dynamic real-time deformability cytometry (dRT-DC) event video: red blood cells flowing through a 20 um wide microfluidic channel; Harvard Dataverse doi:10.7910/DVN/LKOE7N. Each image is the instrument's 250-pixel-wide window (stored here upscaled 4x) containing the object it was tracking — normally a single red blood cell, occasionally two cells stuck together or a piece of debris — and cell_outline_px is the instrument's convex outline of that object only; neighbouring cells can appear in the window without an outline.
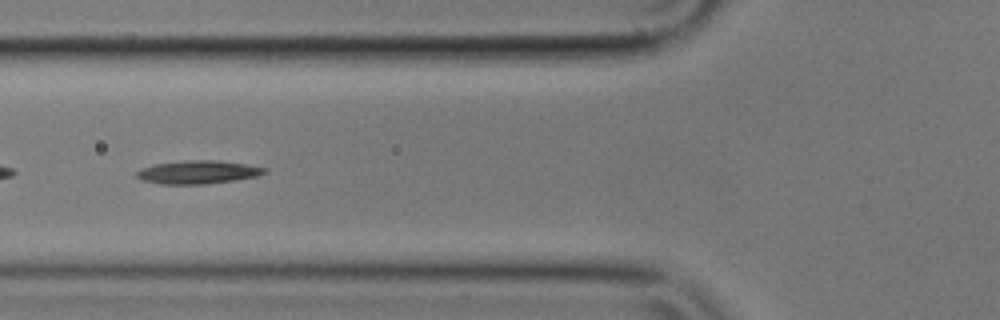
{"species": "common noctule bat (a hibernating species)", "species_latin": "Nyctalus noctula", "temperature_condition": "cold", "stored_images_in_passage": 56, "camera_frame_rate_fps": 3000, "um_per_image_px": 0.085, "animal": {"sex": "male", "body_mass_g": 17.9}, "frame": {"image": 1, "passage_image": 21, "time_ms": 6.667, "image_size_px": [1000, 320], "cell_outline_px": [[268, 172], [256, 176], [232, 180], [204, 184], [160, 184], [144, 180], [136, 176], [136, 172], [140, 168], [156, 164], [184, 160], [216, 160], [244, 164], [268, 168]], "centroid_in_image_um": [16.82, 14.62], "position_along_channel_um": 109.0, "area_um2": 17.17}}
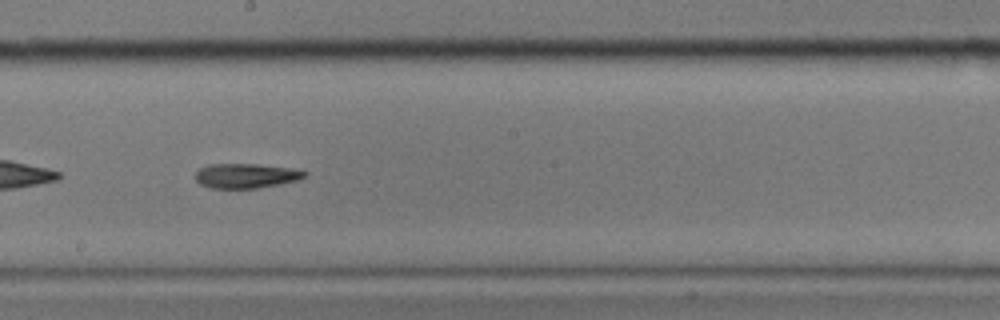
{"frame": {"image": 2, "passage_image": 31, "time_ms": 10.0, "image_size_px": [1000, 320], "cell_outline_px": [[308, 172], [300, 180], [280, 184], [256, 188], [212, 188], [200, 184], [196, 180], [196, 172], [200, 168], [208, 164], [256, 164], [300, 168]], "centroid_in_image_um": [20.97, 14.93], "position_along_channel_um": 227.2, "area_um2": 15.9}}
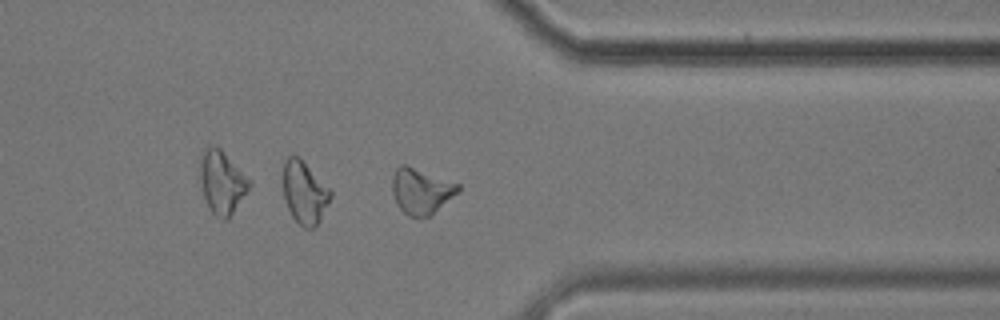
{"frame": {"image": 3, "passage_image": 44, "time_ms": 14.333, "image_size_px": [1000, 320], "cell_outline_px": [[460, 192], [432, 216], [408, 216], [396, 204], [392, 192], [392, 176], [396, 168], [400, 164], [408, 164], [460, 184]], "centroid_in_image_um": [35.82, 16.22], "position_along_channel_um": 375.6, "area_um2": 18.03}, "authors_computed_cell_mechanics": {"area_um2": 18.0914, "velocity_mm_per_s": 3.5451, "shape_relaxation_time_tau1_ms": null, "shape_relaxation_time_tau2_ms": 10.359, "deformation_change_tau1": null, "deformation_change_tau2": 0.2456}}